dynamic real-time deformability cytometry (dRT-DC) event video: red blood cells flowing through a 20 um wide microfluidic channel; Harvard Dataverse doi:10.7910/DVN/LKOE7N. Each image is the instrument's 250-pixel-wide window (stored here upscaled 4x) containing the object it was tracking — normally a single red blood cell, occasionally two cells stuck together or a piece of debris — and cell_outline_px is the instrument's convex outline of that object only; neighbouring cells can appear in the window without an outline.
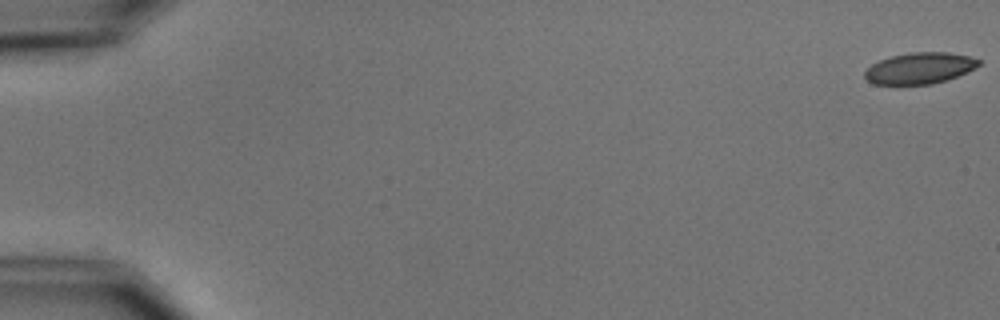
{"species": "common noctule bat (a hibernating species)", "species_latin": "Nyctalus noctula", "temperature_condition": "cold", "stored_images_in_passage": 5, "camera_frame_rate_fps": 3000, "um_per_image_px": 0.085, "animal": {"sex": "male", "body_mass_g": 15.6}, "frame": {"image": 1, "passage_image": 1, "time_ms": 0.0, "image_size_px": [1000, 320], "cell_outline_px": [[980, 64], [976, 68], [968, 72], [948, 80], [932, 84], [872, 84], [864, 76], [864, 72], [872, 64], [880, 60], [892, 56], [912, 52], [948, 52], [968, 56], [980, 60]], "centroid_in_image_um": [78.2, 5.8], "position_along_channel_um": 6.8, "area_um2": 20.75}}
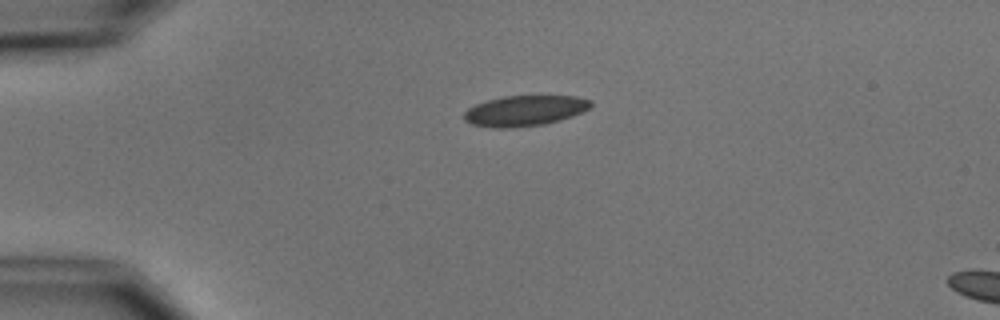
{"frame": {"image": 2, "passage_image": 4, "time_ms": 4.333, "image_size_px": [1000, 320], "cell_outline_px": [[592, 104], [588, 108], [572, 116], [560, 120], [544, 124], [512, 128], [492, 128], [472, 124], [464, 120], [464, 112], [468, 108], [476, 104], [488, 100], [504, 96], [576, 96], [592, 100]], "centroid_in_image_um": [44.58, 9.41], "position_along_channel_um": 40.4, "area_um2": 22.48}}